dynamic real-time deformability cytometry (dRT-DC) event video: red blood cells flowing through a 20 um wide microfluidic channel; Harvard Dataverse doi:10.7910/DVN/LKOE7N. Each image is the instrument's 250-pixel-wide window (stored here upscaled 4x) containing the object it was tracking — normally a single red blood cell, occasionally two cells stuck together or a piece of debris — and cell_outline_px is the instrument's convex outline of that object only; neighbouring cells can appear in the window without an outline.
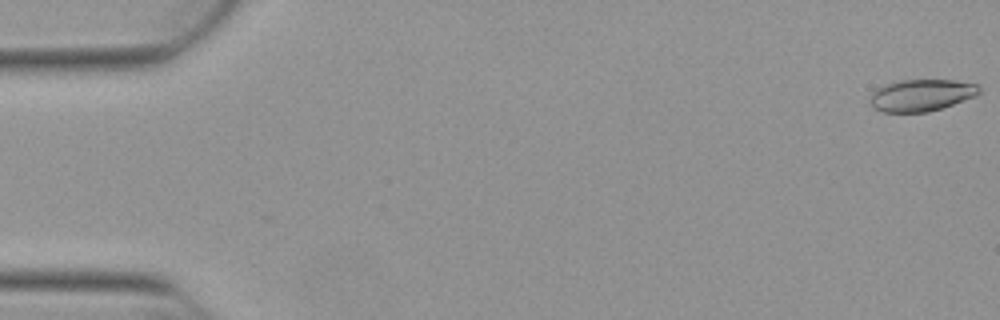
{"species": "Egyptian fruit bat (a non-hibernating species)", "species_latin": "Rousettus aegyptiacus", "temperature_condition": "warm", "stored_images_in_passage": 10, "camera_frame_rate_fps": 3000, "um_per_image_px": 0.085, "animal": {"sex": "female"}, "frame": {"image": 1, "passage_image": 1, "time_ms": 0.0, "image_size_px": [1000, 320], "cell_outline_px": [[980, 92], [976, 96], [928, 112], [884, 112], [876, 108], [872, 104], [872, 92], [876, 88], [884, 84], [900, 80], [952, 80], [976, 84], [980, 88]], "centroid_in_image_um": [78.32, 8.08], "position_along_channel_um": 6.7, "area_um2": 20.0}}